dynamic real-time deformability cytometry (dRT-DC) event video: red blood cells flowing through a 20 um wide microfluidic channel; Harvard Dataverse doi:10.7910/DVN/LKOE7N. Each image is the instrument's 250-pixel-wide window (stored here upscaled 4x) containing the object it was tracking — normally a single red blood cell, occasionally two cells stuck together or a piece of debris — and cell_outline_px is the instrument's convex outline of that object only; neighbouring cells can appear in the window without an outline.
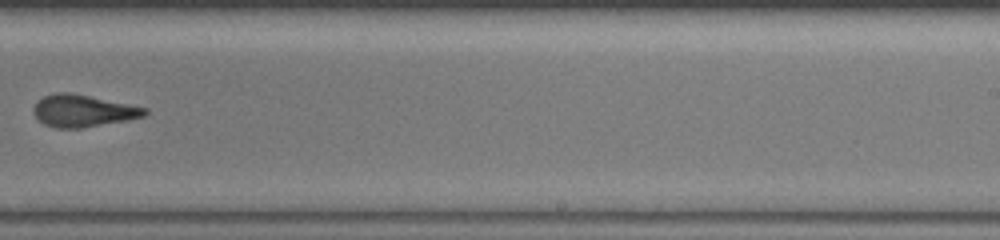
{"species": "common noctule bat (a hibernating species)", "species_latin": "Nyctalus noctula", "temperature_condition": "warm", "stored_images_in_passage": 49, "camera_frame_rate_fps": 3000, "um_per_image_px": 0.085, "animal": {"sex": "female", "body_mass_g": 19.5, "forearm_length_mm": 54.1}, "frame": {"image": 1, "passage_image": 34, "time_ms": 11.667, "image_size_px": [1000, 240], "cell_outline_px": [[148, 112], [144, 116], [128, 120], [80, 128], [56, 128], [44, 124], [32, 112], [32, 108], [36, 100], [44, 96], [56, 92], [72, 92], [148, 108]], "centroid_in_image_um": [7.03, 9.4], "position_along_channel_um": 282.0, "area_um2": 20.92}}